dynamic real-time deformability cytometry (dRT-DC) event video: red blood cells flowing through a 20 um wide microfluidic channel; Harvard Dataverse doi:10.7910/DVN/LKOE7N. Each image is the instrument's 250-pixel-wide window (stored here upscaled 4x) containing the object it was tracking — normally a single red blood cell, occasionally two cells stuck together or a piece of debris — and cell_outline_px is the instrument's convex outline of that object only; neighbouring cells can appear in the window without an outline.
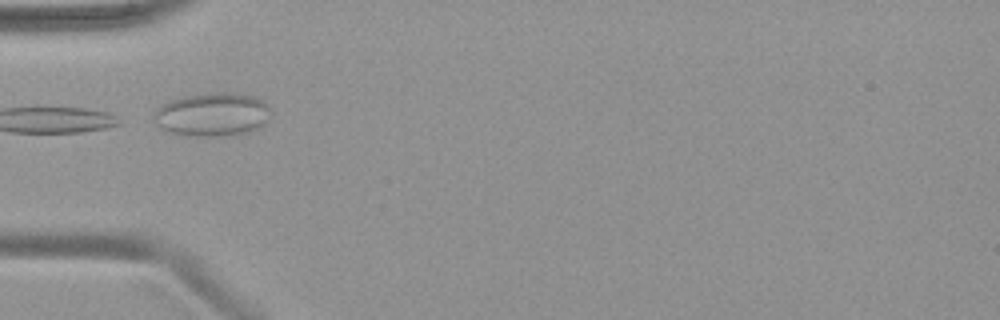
{"species": "common noctule bat (a hibernating species)", "species_latin": "Nyctalus noctula", "temperature_condition": "warm", "stored_images_in_passage": 22, "camera_frame_rate_fps": 3000, "um_per_image_px": 0.085, "animal": {"sex": "female", "body_mass_g": 19.9}, "frame": {"image": 1, "passage_image": 1, "time_ms": 0.0, "image_size_px": [1000, 320], "cell_outline_px": [[268, 108], [264, 120], [260, 128], [248, 132], [232, 136], [184, 136], [168, 132], [160, 128], [152, 120], [152, 116], [156, 108], [160, 104], [184, 96], [208, 92], [228, 92], [252, 96], [260, 100]], "centroid_in_image_um": [17.93, 9.75], "position_along_channel_um": 67.1, "area_um2": 29.77}}